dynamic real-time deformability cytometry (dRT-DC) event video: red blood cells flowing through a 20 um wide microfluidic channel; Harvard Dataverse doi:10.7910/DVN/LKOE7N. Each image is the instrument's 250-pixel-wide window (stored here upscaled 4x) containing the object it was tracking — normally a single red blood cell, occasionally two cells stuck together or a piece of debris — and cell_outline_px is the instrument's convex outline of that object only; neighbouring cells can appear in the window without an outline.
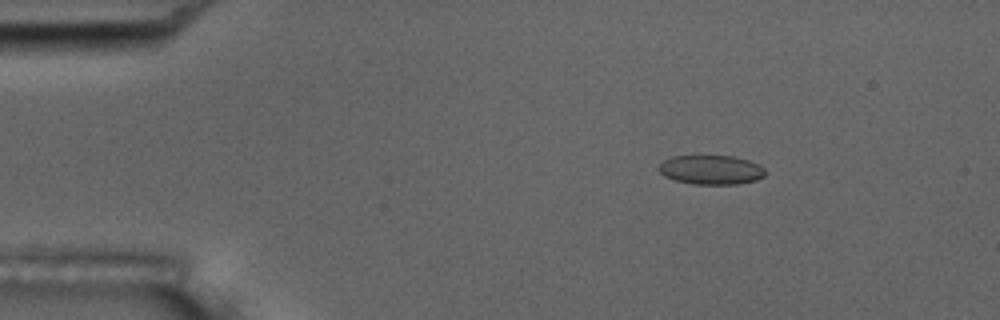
{"species": "common noctule bat (a hibernating species)", "species_latin": "Nyctalus noctula", "temperature_condition": "room temperature", "stored_images_in_passage": 6, "camera_frame_rate_fps": 3000, "um_per_image_px": 0.085, "animal": {"sex": "male", "body_mass_g": 17.5, "forearm_length_mm": 52.3}, "frame": {"image": 1, "passage_image": 3, "time_ms": 2.667, "image_size_px": [1000, 320], "cell_outline_px": [[764, 176], [756, 180], [736, 184], [692, 184], [676, 180], [664, 176], [656, 168], [664, 160], [672, 156], [732, 156], [748, 160], [760, 164], [764, 168]], "centroid_in_image_um": [60.43, 14.43], "position_along_channel_um": 24.6, "area_um2": 18.15}}